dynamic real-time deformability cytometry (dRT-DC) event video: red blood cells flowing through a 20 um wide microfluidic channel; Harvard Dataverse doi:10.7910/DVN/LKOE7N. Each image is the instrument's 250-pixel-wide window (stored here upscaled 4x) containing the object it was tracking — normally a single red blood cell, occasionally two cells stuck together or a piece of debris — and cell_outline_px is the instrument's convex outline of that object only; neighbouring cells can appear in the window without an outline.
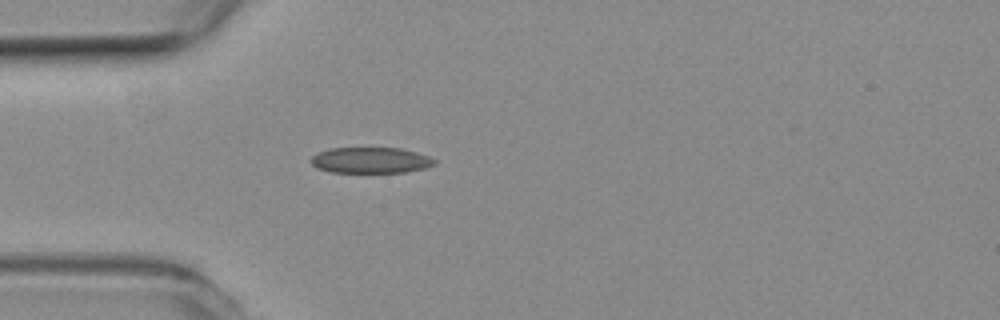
{"species": "common noctule bat (a hibernating species)", "species_latin": "Nyctalus noctula", "temperature_condition": "room temperature", "stored_images_in_passage": 3, "camera_frame_rate_fps": 3000, "um_per_image_px": 0.085, "animal": {"sex": "female", "body_mass_g": 19.3, "forearm_length_mm": 54.1}, "frame": {"image": 1, "passage_image": 3, "time_ms": 0.667, "image_size_px": [1000, 320], "cell_outline_px": [[436, 164], [424, 168], [404, 172], [332, 172], [316, 168], [312, 164], [312, 156], [316, 152], [328, 148], [400, 148], [416, 152], [428, 156], [436, 160]], "centroid_in_image_um": [31.48, 13.61], "position_along_channel_um": 53.5, "area_um2": 18.61}}